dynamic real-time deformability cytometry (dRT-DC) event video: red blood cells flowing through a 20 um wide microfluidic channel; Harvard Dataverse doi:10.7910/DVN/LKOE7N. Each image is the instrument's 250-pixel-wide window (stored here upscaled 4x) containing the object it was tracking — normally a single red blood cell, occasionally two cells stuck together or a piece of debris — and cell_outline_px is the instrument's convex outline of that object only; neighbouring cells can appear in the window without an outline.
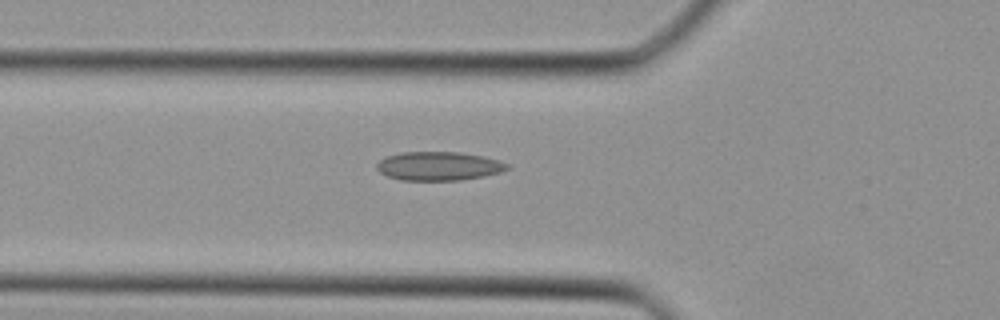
{"species": "Egyptian fruit bat (a non-hibernating species)", "species_latin": "Rousettus aegyptiacus", "temperature_condition": "cold", "stored_images_in_passage": 30, "camera_frame_rate_fps": 3000, "um_per_image_px": 0.085, "animal": {"sex": "female"}, "frame": {"image": 1, "passage_image": 5, "time_ms": 1.333, "image_size_px": [1000, 320], "cell_outline_px": [[512, 168], [500, 172], [484, 176], [460, 180], [400, 180], [388, 176], [380, 172], [376, 168], [376, 164], [380, 160], [388, 156], [400, 152], [460, 152], [484, 156], [500, 160], [508, 164]], "centroid_in_image_um": [37.32, 14.11], "position_along_channel_um": 88.5, "area_um2": 21.96}}
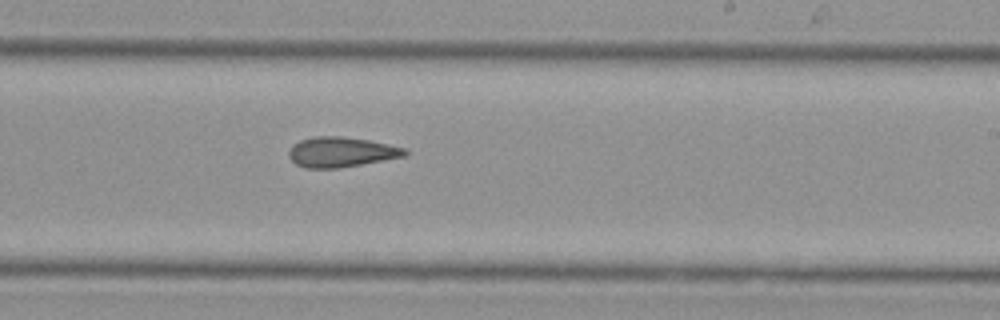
{"frame": {"image": 2, "passage_image": 15, "time_ms": 4.667, "image_size_px": [1000, 320], "cell_outline_px": [[408, 152], [404, 156], [384, 160], [340, 168], [304, 168], [296, 164], [288, 156], [288, 152], [292, 144], [300, 140], [316, 136], [344, 136], [368, 140], [408, 148]], "centroid_in_image_um": [28.99, 12.92], "position_along_channel_um": 260.0, "area_um2": 20.46}}
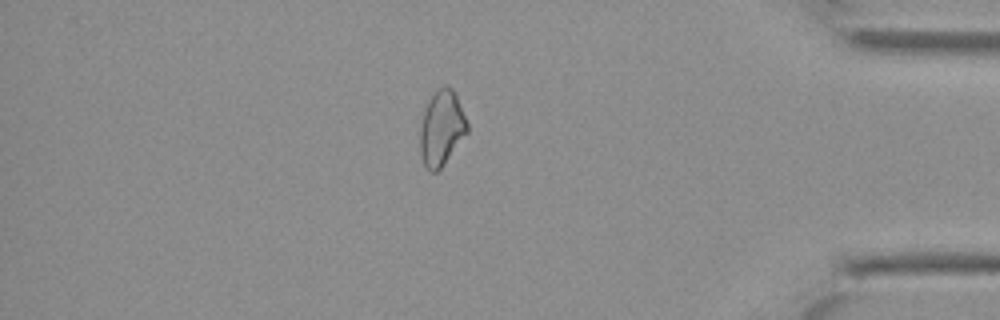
{"frame": {"image": 3, "passage_image": 25, "time_ms": 8.0, "image_size_px": [1000, 320], "cell_outline_px": [[468, 132], [444, 164], [436, 172], [428, 172], [424, 164], [420, 152], [420, 128], [424, 112], [432, 96], [444, 84], [448, 84], [456, 92], [468, 124]], "centroid_in_image_um": [37.55, 10.9], "position_along_channel_um": 397.6, "area_um2": 20.58}}